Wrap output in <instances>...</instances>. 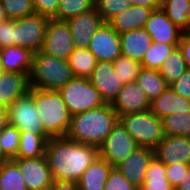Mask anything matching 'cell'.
Masks as SVG:
<instances>
[{
	"mask_svg": "<svg viewBox=\"0 0 190 190\" xmlns=\"http://www.w3.org/2000/svg\"><path fill=\"white\" fill-rule=\"evenodd\" d=\"M45 156L54 180L78 182L98 159L99 148L57 137L47 141Z\"/></svg>",
	"mask_w": 190,
	"mask_h": 190,
	"instance_id": "1",
	"label": "cell"
},
{
	"mask_svg": "<svg viewBox=\"0 0 190 190\" xmlns=\"http://www.w3.org/2000/svg\"><path fill=\"white\" fill-rule=\"evenodd\" d=\"M119 118L111 104L71 116L65 137L69 140L99 148Z\"/></svg>",
	"mask_w": 190,
	"mask_h": 190,
	"instance_id": "2",
	"label": "cell"
},
{
	"mask_svg": "<svg viewBox=\"0 0 190 190\" xmlns=\"http://www.w3.org/2000/svg\"><path fill=\"white\" fill-rule=\"evenodd\" d=\"M29 93L34 98L35 108L44 131L51 137H65L68 132L71 115L59 91H45L30 88Z\"/></svg>",
	"mask_w": 190,
	"mask_h": 190,
	"instance_id": "3",
	"label": "cell"
},
{
	"mask_svg": "<svg viewBox=\"0 0 190 190\" xmlns=\"http://www.w3.org/2000/svg\"><path fill=\"white\" fill-rule=\"evenodd\" d=\"M75 76L68 60L47 55L41 51L33 53L29 75L30 88L58 91Z\"/></svg>",
	"mask_w": 190,
	"mask_h": 190,
	"instance_id": "4",
	"label": "cell"
},
{
	"mask_svg": "<svg viewBox=\"0 0 190 190\" xmlns=\"http://www.w3.org/2000/svg\"><path fill=\"white\" fill-rule=\"evenodd\" d=\"M119 122L138 146L154 149L164 138L162 119L152 114L150 110L125 114L119 117Z\"/></svg>",
	"mask_w": 190,
	"mask_h": 190,
	"instance_id": "5",
	"label": "cell"
},
{
	"mask_svg": "<svg viewBox=\"0 0 190 190\" xmlns=\"http://www.w3.org/2000/svg\"><path fill=\"white\" fill-rule=\"evenodd\" d=\"M58 91L71 116L105 104L89 78L74 77Z\"/></svg>",
	"mask_w": 190,
	"mask_h": 190,
	"instance_id": "6",
	"label": "cell"
},
{
	"mask_svg": "<svg viewBox=\"0 0 190 190\" xmlns=\"http://www.w3.org/2000/svg\"><path fill=\"white\" fill-rule=\"evenodd\" d=\"M7 110L9 124L21 132L42 135L47 141L51 139L44 131L41 117L35 108L34 98L29 92L10 104Z\"/></svg>",
	"mask_w": 190,
	"mask_h": 190,
	"instance_id": "7",
	"label": "cell"
},
{
	"mask_svg": "<svg viewBox=\"0 0 190 190\" xmlns=\"http://www.w3.org/2000/svg\"><path fill=\"white\" fill-rule=\"evenodd\" d=\"M49 19L37 13L15 19L14 45L27 48L32 53L39 52L44 42Z\"/></svg>",
	"mask_w": 190,
	"mask_h": 190,
	"instance_id": "8",
	"label": "cell"
},
{
	"mask_svg": "<svg viewBox=\"0 0 190 190\" xmlns=\"http://www.w3.org/2000/svg\"><path fill=\"white\" fill-rule=\"evenodd\" d=\"M138 147L136 141L118 121L99 147V157L117 167Z\"/></svg>",
	"mask_w": 190,
	"mask_h": 190,
	"instance_id": "9",
	"label": "cell"
},
{
	"mask_svg": "<svg viewBox=\"0 0 190 190\" xmlns=\"http://www.w3.org/2000/svg\"><path fill=\"white\" fill-rule=\"evenodd\" d=\"M75 46L66 21L49 19L41 52L59 59H69Z\"/></svg>",
	"mask_w": 190,
	"mask_h": 190,
	"instance_id": "10",
	"label": "cell"
},
{
	"mask_svg": "<svg viewBox=\"0 0 190 190\" xmlns=\"http://www.w3.org/2000/svg\"><path fill=\"white\" fill-rule=\"evenodd\" d=\"M28 190H48L54 179L46 156L38 158H15Z\"/></svg>",
	"mask_w": 190,
	"mask_h": 190,
	"instance_id": "11",
	"label": "cell"
},
{
	"mask_svg": "<svg viewBox=\"0 0 190 190\" xmlns=\"http://www.w3.org/2000/svg\"><path fill=\"white\" fill-rule=\"evenodd\" d=\"M88 49L94 54L97 62H113L122 55L120 34L108 23H103L91 37Z\"/></svg>",
	"mask_w": 190,
	"mask_h": 190,
	"instance_id": "12",
	"label": "cell"
},
{
	"mask_svg": "<svg viewBox=\"0 0 190 190\" xmlns=\"http://www.w3.org/2000/svg\"><path fill=\"white\" fill-rule=\"evenodd\" d=\"M89 79L91 84L99 91L105 104H112L125 85L117 72H114L113 62H97Z\"/></svg>",
	"mask_w": 190,
	"mask_h": 190,
	"instance_id": "13",
	"label": "cell"
},
{
	"mask_svg": "<svg viewBox=\"0 0 190 190\" xmlns=\"http://www.w3.org/2000/svg\"><path fill=\"white\" fill-rule=\"evenodd\" d=\"M118 118L128 113H141L150 110V101L136 82L126 83L111 104Z\"/></svg>",
	"mask_w": 190,
	"mask_h": 190,
	"instance_id": "14",
	"label": "cell"
},
{
	"mask_svg": "<svg viewBox=\"0 0 190 190\" xmlns=\"http://www.w3.org/2000/svg\"><path fill=\"white\" fill-rule=\"evenodd\" d=\"M144 29L150 35L152 42L158 43L178 44L183 34L161 8L150 14Z\"/></svg>",
	"mask_w": 190,
	"mask_h": 190,
	"instance_id": "15",
	"label": "cell"
},
{
	"mask_svg": "<svg viewBox=\"0 0 190 190\" xmlns=\"http://www.w3.org/2000/svg\"><path fill=\"white\" fill-rule=\"evenodd\" d=\"M70 27L75 48H88L91 37L104 23L96 8L66 21Z\"/></svg>",
	"mask_w": 190,
	"mask_h": 190,
	"instance_id": "16",
	"label": "cell"
},
{
	"mask_svg": "<svg viewBox=\"0 0 190 190\" xmlns=\"http://www.w3.org/2000/svg\"><path fill=\"white\" fill-rule=\"evenodd\" d=\"M154 150V156L165 165L190 164V137L164 136Z\"/></svg>",
	"mask_w": 190,
	"mask_h": 190,
	"instance_id": "17",
	"label": "cell"
},
{
	"mask_svg": "<svg viewBox=\"0 0 190 190\" xmlns=\"http://www.w3.org/2000/svg\"><path fill=\"white\" fill-rule=\"evenodd\" d=\"M153 157L152 148L139 146L116 168L130 183L139 188L144 182L146 170Z\"/></svg>",
	"mask_w": 190,
	"mask_h": 190,
	"instance_id": "18",
	"label": "cell"
},
{
	"mask_svg": "<svg viewBox=\"0 0 190 190\" xmlns=\"http://www.w3.org/2000/svg\"><path fill=\"white\" fill-rule=\"evenodd\" d=\"M29 76L24 73L5 72L0 75V101L7 107L29 92Z\"/></svg>",
	"mask_w": 190,
	"mask_h": 190,
	"instance_id": "19",
	"label": "cell"
},
{
	"mask_svg": "<svg viewBox=\"0 0 190 190\" xmlns=\"http://www.w3.org/2000/svg\"><path fill=\"white\" fill-rule=\"evenodd\" d=\"M33 53L22 46H8L0 49V63L3 71L24 73L28 76L32 69Z\"/></svg>",
	"mask_w": 190,
	"mask_h": 190,
	"instance_id": "20",
	"label": "cell"
},
{
	"mask_svg": "<svg viewBox=\"0 0 190 190\" xmlns=\"http://www.w3.org/2000/svg\"><path fill=\"white\" fill-rule=\"evenodd\" d=\"M190 111V99L174 92L170 86L150 103V112L159 118Z\"/></svg>",
	"mask_w": 190,
	"mask_h": 190,
	"instance_id": "21",
	"label": "cell"
},
{
	"mask_svg": "<svg viewBox=\"0 0 190 190\" xmlns=\"http://www.w3.org/2000/svg\"><path fill=\"white\" fill-rule=\"evenodd\" d=\"M152 12L150 8L131 5L123 13L111 19L108 24L121 35L131 30L144 28Z\"/></svg>",
	"mask_w": 190,
	"mask_h": 190,
	"instance_id": "22",
	"label": "cell"
},
{
	"mask_svg": "<svg viewBox=\"0 0 190 190\" xmlns=\"http://www.w3.org/2000/svg\"><path fill=\"white\" fill-rule=\"evenodd\" d=\"M120 40L122 55L139 62L152 43L150 35L144 28L123 33Z\"/></svg>",
	"mask_w": 190,
	"mask_h": 190,
	"instance_id": "23",
	"label": "cell"
},
{
	"mask_svg": "<svg viewBox=\"0 0 190 190\" xmlns=\"http://www.w3.org/2000/svg\"><path fill=\"white\" fill-rule=\"evenodd\" d=\"M113 166L105 159L98 157L89 168L83 172L77 182L79 190H104L106 181Z\"/></svg>",
	"mask_w": 190,
	"mask_h": 190,
	"instance_id": "24",
	"label": "cell"
},
{
	"mask_svg": "<svg viewBox=\"0 0 190 190\" xmlns=\"http://www.w3.org/2000/svg\"><path fill=\"white\" fill-rule=\"evenodd\" d=\"M139 190H175L167 179L165 164L155 156L151 159Z\"/></svg>",
	"mask_w": 190,
	"mask_h": 190,
	"instance_id": "25",
	"label": "cell"
},
{
	"mask_svg": "<svg viewBox=\"0 0 190 190\" xmlns=\"http://www.w3.org/2000/svg\"><path fill=\"white\" fill-rule=\"evenodd\" d=\"M136 83L145 92L147 99L150 103L156 99L167 88L168 84L161 76L159 70L141 68Z\"/></svg>",
	"mask_w": 190,
	"mask_h": 190,
	"instance_id": "26",
	"label": "cell"
},
{
	"mask_svg": "<svg viewBox=\"0 0 190 190\" xmlns=\"http://www.w3.org/2000/svg\"><path fill=\"white\" fill-rule=\"evenodd\" d=\"M161 9L183 32L190 29V0H161Z\"/></svg>",
	"mask_w": 190,
	"mask_h": 190,
	"instance_id": "27",
	"label": "cell"
},
{
	"mask_svg": "<svg viewBox=\"0 0 190 190\" xmlns=\"http://www.w3.org/2000/svg\"><path fill=\"white\" fill-rule=\"evenodd\" d=\"M68 63L75 77L89 78L97 60L88 48H75L69 56Z\"/></svg>",
	"mask_w": 190,
	"mask_h": 190,
	"instance_id": "28",
	"label": "cell"
},
{
	"mask_svg": "<svg viewBox=\"0 0 190 190\" xmlns=\"http://www.w3.org/2000/svg\"><path fill=\"white\" fill-rule=\"evenodd\" d=\"M0 190H28L18 164L5 160L0 169Z\"/></svg>",
	"mask_w": 190,
	"mask_h": 190,
	"instance_id": "29",
	"label": "cell"
},
{
	"mask_svg": "<svg viewBox=\"0 0 190 190\" xmlns=\"http://www.w3.org/2000/svg\"><path fill=\"white\" fill-rule=\"evenodd\" d=\"M187 65L178 46L174 47L159 69L161 76L168 85L175 82L186 70Z\"/></svg>",
	"mask_w": 190,
	"mask_h": 190,
	"instance_id": "30",
	"label": "cell"
},
{
	"mask_svg": "<svg viewBox=\"0 0 190 190\" xmlns=\"http://www.w3.org/2000/svg\"><path fill=\"white\" fill-rule=\"evenodd\" d=\"M47 140L42 135L21 132L18 155L16 158H38L45 155Z\"/></svg>",
	"mask_w": 190,
	"mask_h": 190,
	"instance_id": "31",
	"label": "cell"
},
{
	"mask_svg": "<svg viewBox=\"0 0 190 190\" xmlns=\"http://www.w3.org/2000/svg\"><path fill=\"white\" fill-rule=\"evenodd\" d=\"M161 119L164 136L190 137V111L168 114Z\"/></svg>",
	"mask_w": 190,
	"mask_h": 190,
	"instance_id": "32",
	"label": "cell"
},
{
	"mask_svg": "<svg viewBox=\"0 0 190 190\" xmlns=\"http://www.w3.org/2000/svg\"><path fill=\"white\" fill-rule=\"evenodd\" d=\"M178 44L152 42L140 61L143 68L159 70L174 47Z\"/></svg>",
	"mask_w": 190,
	"mask_h": 190,
	"instance_id": "33",
	"label": "cell"
},
{
	"mask_svg": "<svg viewBox=\"0 0 190 190\" xmlns=\"http://www.w3.org/2000/svg\"><path fill=\"white\" fill-rule=\"evenodd\" d=\"M93 8H95V0H59L57 13L53 19L67 21Z\"/></svg>",
	"mask_w": 190,
	"mask_h": 190,
	"instance_id": "34",
	"label": "cell"
},
{
	"mask_svg": "<svg viewBox=\"0 0 190 190\" xmlns=\"http://www.w3.org/2000/svg\"><path fill=\"white\" fill-rule=\"evenodd\" d=\"M21 131L8 124L2 131L0 138V154L5 160L15 159L18 155Z\"/></svg>",
	"mask_w": 190,
	"mask_h": 190,
	"instance_id": "35",
	"label": "cell"
},
{
	"mask_svg": "<svg viewBox=\"0 0 190 190\" xmlns=\"http://www.w3.org/2000/svg\"><path fill=\"white\" fill-rule=\"evenodd\" d=\"M141 68L142 66L139 61L123 55L118 56L113 61L114 72H117V75L125 84L136 82Z\"/></svg>",
	"mask_w": 190,
	"mask_h": 190,
	"instance_id": "36",
	"label": "cell"
},
{
	"mask_svg": "<svg viewBox=\"0 0 190 190\" xmlns=\"http://www.w3.org/2000/svg\"><path fill=\"white\" fill-rule=\"evenodd\" d=\"M130 6L131 2L129 0H95V8L101 15L104 23H108Z\"/></svg>",
	"mask_w": 190,
	"mask_h": 190,
	"instance_id": "37",
	"label": "cell"
},
{
	"mask_svg": "<svg viewBox=\"0 0 190 190\" xmlns=\"http://www.w3.org/2000/svg\"><path fill=\"white\" fill-rule=\"evenodd\" d=\"M8 19H20L34 14L33 0H1Z\"/></svg>",
	"mask_w": 190,
	"mask_h": 190,
	"instance_id": "38",
	"label": "cell"
},
{
	"mask_svg": "<svg viewBox=\"0 0 190 190\" xmlns=\"http://www.w3.org/2000/svg\"><path fill=\"white\" fill-rule=\"evenodd\" d=\"M104 190H139V188L130 183L116 167H113Z\"/></svg>",
	"mask_w": 190,
	"mask_h": 190,
	"instance_id": "39",
	"label": "cell"
},
{
	"mask_svg": "<svg viewBox=\"0 0 190 190\" xmlns=\"http://www.w3.org/2000/svg\"><path fill=\"white\" fill-rule=\"evenodd\" d=\"M189 165L190 164L184 163H174L165 165L167 179L175 189L181 183L184 177V172H187Z\"/></svg>",
	"mask_w": 190,
	"mask_h": 190,
	"instance_id": "40",
	"label": "cell"
},
{
	"mask_svg": "<svg viewBox=\"0 0 190 190\" xmlns=\"http://www.w3.org/2000/svg\"><path fill=\"white\" fill-rule=\"evenodd\" d=\"M35 13L53 19L56 16L59 0H33Z\"/></svg>",
	"mask_w": 190,
	"mask_h": 190,
	"instance_id": "41",
	"label": "cell"
},
{
	"mask_svg": "<svg viewBox=\"0 0 190 190\" xmlns=\"http://www.w3.org/2000/svg\"><path fill=\"white\" fill-rule=\"evenodd\" d=\"M14 29V19H7L0 23V49L14 45Z\"/></svg>",
	"mask_w": 190,
	"mask_h": 190,
	"instance_id": "42",
	"label": "cell"
},
{
	"mask_svg": "<svg viewBox=\"0 0 190 190\" xmlns=\"http://www.w3.org/2000/svg\"><path fill=\"white\" fill-rule=\"evenodd\" d=\"M169 86L180 96L190 99V69H187L175 82Z\"/></svg>",
	"mask_w": 190,
	"mask_h": 190,
	"instance_id": "43",
	"label": "cell"
},
{
	"mask_svg": "<svg viewBox=\"0 0 190 190\" xmlns=\"http://www.w3.org/2000/svg\"><path fill=\"white\" fill-rule=\"evenodd\" d=\"M178 47L182 52L187 68L190 69V34L188 32H183Z\"/></svg>",
	"mask_w": 190,
	"mask_h": 190,
	"instance_id": "44",
	"label": "cell"
},
{
	"mask_svg": "<svg viewBox=\"0 0 190 190\" xmlns=\"http://www.w3.org/2000/svg\"><path fill=\"white\" fill-rule=\"evenodd\" d=\"M48 190H79L77 182L54 180Z\"/></svg>",
	"mask_w": 190,
	"mask_h": 190,
	"instance_id": "45",
	"label": "cell"
},
{
	"mask_svg": "<svg viewBox=\"0 0 190 190\" xmlns=\"http://www.w3.org/2000/svg\"><path fill=\"white\" fill-rule=\"evenodd\" d=\"M131 5L150 8L152 11H155L161 8V0H129Z\"/></svg>",
	"mask_w": 190,
	"mask_h": 190,
	"instance_id": "46",
	"label": "cell"
},
{
	"mask_svg": "<svg viewBox=\"0 0 190 190\" xmlns=\"http://www.w3.org/2000/svg\"><path fill=\"white\" fill-rule=\"evenodd\" d=\"M8 107L0 101V130H3L8 124Z\"/></svg>",
	"mask_w": 190,
	"mask_h": 190,
	"instance_id": "47",
	"label": "cell"
},
{
	"mask_svg": "<svg viewBox=\"0 0 190 190\" xmlns=\"http://www.w3.org/2000/svg\"><path fill=\"white\" fill-rule=\"evenodd\" d=\"M175 190H190V165L187 172H184V177Z\"/></svg>",
	"mask_w": 190,
	"mask_h": 190,
	"instance_id": "48",
	"label": "cell"
},
{
	"mask_svg": "<svg viewBox=\"0 0 190 190\" xmlns=\"http://www.w3.org/2000/svg\"><path fill=\"white\" fill-rule=\"evenodd\" d=\"M7 16H6V13H5V10L3 8V5H2V1L0 0V23L1 22H4L5 20H7Z\"/></svg>",
	"mask_w": 190,
	"mask_h": 190,
	"instance_id": "49",
	"label": "cell"
},
{
	"mask_svg": "<svg viewBox=\"0 0 190 190\" xmlns=\"http://www.w3.org/2000/svg\"><path fill=\"white\" fill-rule=\"evenodd\" d=\"M4 161H5V158L0 154V169Z\"/></svg>",
	"mask_w": 190,
	"mask_h": 190,
	"instance_id": "50",
	"label": "cell"
},
{
	"mask_svg": "<svg viewBox=\"0 0 190 190\" xmlns=\"http://www.w3.org/2000/svg\"><path fill=\"white\" fill-rule=\"evenodd\" d=\"M3 73V69H2V66H1V63H0V75Z\"/></svg>",
	"mask_w": 190,
	"mask_h": 190,
	"instance_id": "51",
	"label": "cell"
}]
</instances>
